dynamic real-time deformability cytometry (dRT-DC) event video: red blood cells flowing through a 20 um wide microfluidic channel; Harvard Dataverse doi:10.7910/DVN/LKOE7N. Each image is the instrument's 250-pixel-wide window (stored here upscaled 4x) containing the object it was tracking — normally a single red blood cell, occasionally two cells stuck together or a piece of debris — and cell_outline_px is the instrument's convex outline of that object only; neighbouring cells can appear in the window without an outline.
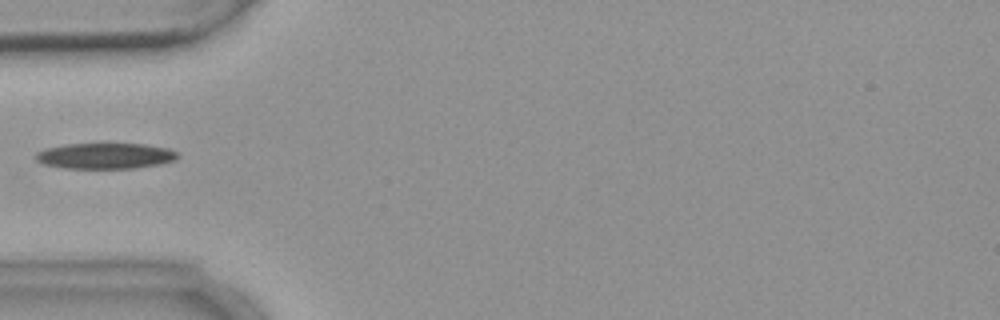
{"species": "common noctule bat (a hibernating species)", "species_latin": "Nyctalus noctula", "temperature_condition": "warm", "stored_images_in_passage": 2, "camera_frame_rate_fps": 3000, "um_per_image_px": 0.085, "animal": {"sex": "female", "body_mass_g": 18.4}, "frame": {"image": 1, "passage_image": 2, "time_ms": 2.333, "image_size_px": [1000, 320], "cell_outline_px": [[180, 156], [176, 160], [160, 164], [136, 168], [64, 168], [44, 164], [36, 160], [32, 156], [36, 152], [44, 148], [64, 144], [144, 144], [168, 148], [176, 152]], "centroid_in_image_um": [8.92, 13.25], "position_along_channel_um": 76.1, "area_um2": 21.5}}